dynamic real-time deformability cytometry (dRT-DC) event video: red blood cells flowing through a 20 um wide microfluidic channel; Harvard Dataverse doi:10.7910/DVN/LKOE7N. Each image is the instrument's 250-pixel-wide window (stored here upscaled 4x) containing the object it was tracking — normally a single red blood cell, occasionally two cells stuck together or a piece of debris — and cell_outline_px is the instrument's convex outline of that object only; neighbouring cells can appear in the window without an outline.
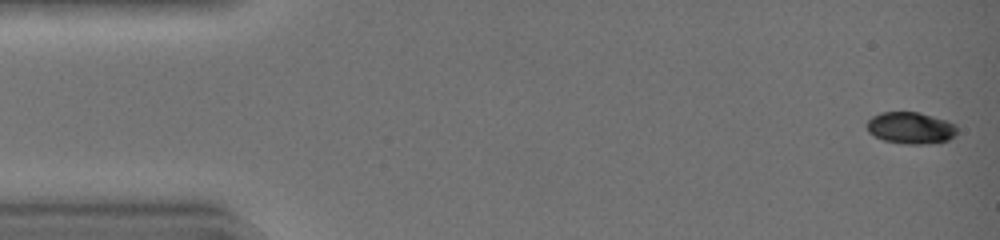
{"species": "common noctule bat (a hibernating species)", "species_latin": "Nyctalus noctula", "temperature_condition": "warm", "stored_images_in_passage": 43, "camera_frame_rate_fps": 3000, "um_per_image_px": 0.085, "animal": {"sex": "female", "body_mass_g": 19.0, "forearm_length_mm": 51.5}, "frame": {"image": 1, "passage_image": 1, "time_ms": 0.0, "image_size_px": [1000, 240], "cell_outline_px": [[956, 132], [948, 140], [920, 144], [908, 144], [884, 140], [868, 132], [868, 120], [872, 116], [884, 112], [916, 112], [944, 120], [952, 124], [956, 128]], "centroid_in_image_um": [77.36, 10.87], "position_along_channel_um": 7.6, "area_um2": 16.07}}
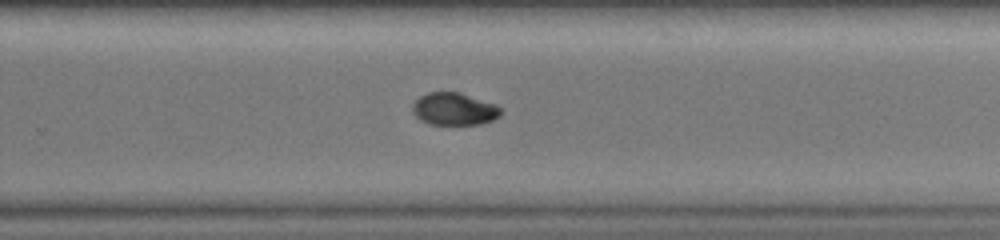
{"frame": {"image": 2, "passage_image": 29, "time_ms": 9.333, "image_size_px": [1000, 240], "cell_outline_px": [[504, 112], [500, 116], [492, 120], [480, 124], [428, 124], [420, 120], [412, 112], [412, 104], [420, 96], [428, 92], [460, 92], [496, 104]], "centroid_in_image_um": [38.61, 9.26], "position_along_channel_um": 291.2, "area_um2": 16.82}}
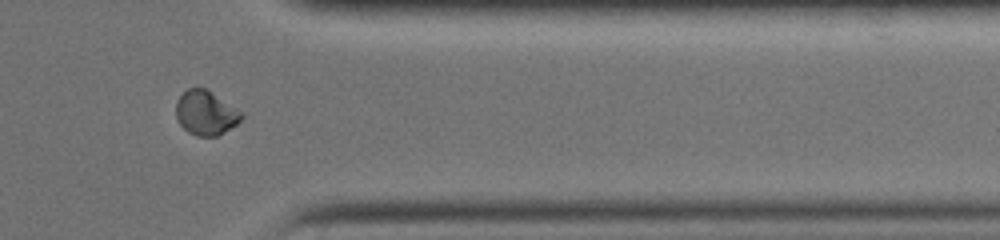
{"frame": {"image": 3, "passage_image": 36, "time_ms": 11.667, "image_size_px": [1000, 240], "cell_outline_px": [[244, 116], [236, 124], [224, 132], [216, 136], [196, 136], [188, 132], [180, 124], [176, 116], [176, 100], [188, 88], [204, 88], [244, 112]], "centroid_in_image_um": [17.49, 9.6], "position_along_channel_um": 393.9, "area_um2": 16.82}}